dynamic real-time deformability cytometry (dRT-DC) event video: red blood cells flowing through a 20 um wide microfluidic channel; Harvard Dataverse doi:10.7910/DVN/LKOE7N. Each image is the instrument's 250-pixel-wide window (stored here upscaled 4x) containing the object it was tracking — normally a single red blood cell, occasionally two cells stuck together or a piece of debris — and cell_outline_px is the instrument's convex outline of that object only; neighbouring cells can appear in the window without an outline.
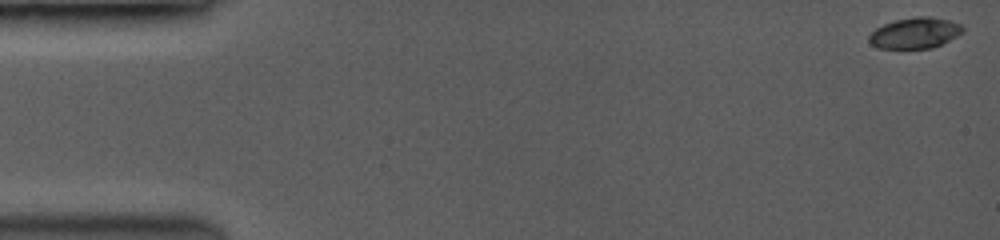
{"species": "common noctule bat (a hibernating species)", "species_latin": "Nyctalus noctula", "temperature_condition": "room temperature", "stored_images_in_passage": 8, "camera_frame_rate_fps": 3500, "um_per_image_px": 0.085, "animal": {"sex": "female", "body_mass_g": 19.0, "forearm_length_mm": 53.3}, "frame": {"image": 1, "passage_image": 1, "time_ms": 0.0, "image_size_px": [1000, 240], "cell_outline_px": [[964, 28], [960, 32], [948, 40], [940, 44], [928, 48], [880, 48], [872, 44], [868, 40], [868, 36], [876, 28], [884, 24], [896, 20], [920, 16], [924, 16], [944, 20], [960, 24]], "centroid_in_image_um": [77.7, 2.81], "position_along_channel_um": 7.3, "area_um2": 16.18}}